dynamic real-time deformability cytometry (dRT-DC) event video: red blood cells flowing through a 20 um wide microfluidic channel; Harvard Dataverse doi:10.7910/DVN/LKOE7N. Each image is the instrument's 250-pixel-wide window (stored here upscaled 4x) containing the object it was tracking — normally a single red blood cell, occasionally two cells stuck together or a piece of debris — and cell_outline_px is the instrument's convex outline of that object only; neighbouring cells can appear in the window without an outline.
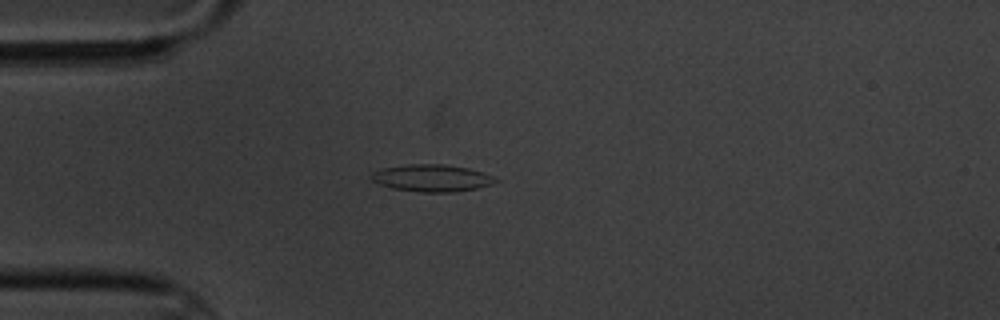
{"species": "common noctule bat (a hibernating species)", "species_latin": "Nyctalus noctula", "temperature_condition": "cold", "stored_images_in_passage": 6, "camera_frame_rate_fps": 3000, "um_per_image_px": 0.085, "animal": {"sex": "male", "body_mass_g": 20.1, "forearm_length_mm": 53.5}, "frame": {"image": 1, "passage_image": 5, "time_ms": 5.0, "image_size_px": [1000, 320], "cell_outline_px": [[496, 180], [488, 184], [476, 188], [452, 192], [420, 192], [392, 188], [380, 184], [372, 180], [368, 176], [372, 172], [384, 168], [408, 164], [444, 164], [468, 168], [492, 176]], "centroid_in_image_um": [36.62, 15.13], "position_along_channel_um": 48.4, "area_um2": 19.25}}